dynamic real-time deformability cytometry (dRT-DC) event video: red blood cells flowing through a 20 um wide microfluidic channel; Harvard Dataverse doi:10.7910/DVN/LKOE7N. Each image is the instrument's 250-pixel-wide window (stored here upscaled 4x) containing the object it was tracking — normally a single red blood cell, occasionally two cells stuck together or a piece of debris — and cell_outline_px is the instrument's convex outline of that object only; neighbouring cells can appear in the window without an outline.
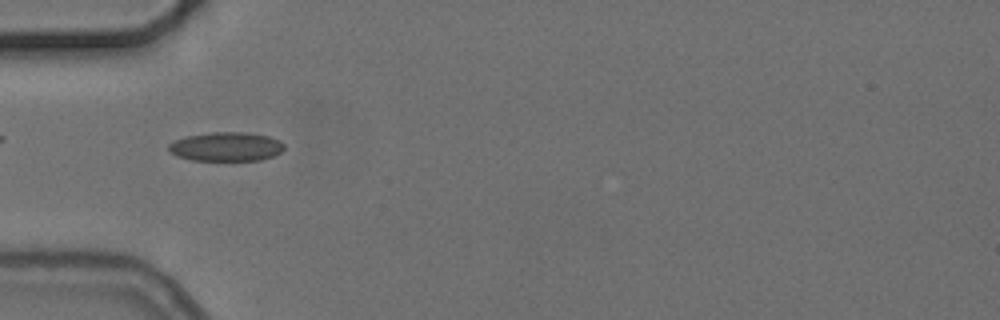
{"species": "common noctule bat (a hibernating species)", "species_latin": "Nyctalus noctula", "temperature_condition": "cold", "stored_images_in_passage": 7, "camera_frame_rate_fps": 3000, "um_per_image_px": 0.085, "animal": {"sex": "female", "body_mass_g": 24.6, "forearm_length_mm": 56.2}, "frame": {"image": 1, "passage_image": 4, "time_ms": 4.333, "image_size_px": [1000, 320], "cell_outline_px": [[284, 148], [280, 152], [272, 156], [260, 160], [192, 160], [176, 156], [168, 148], [168, 144], [176, 140], [188, 136], [212, 132], [244, 132], [268, 136], [280, 140], [284, 144]], "centroid_in_image_um": [19.24, 12.46], "position_along_channel_um": 65.8, "area_um2": 19.36}}
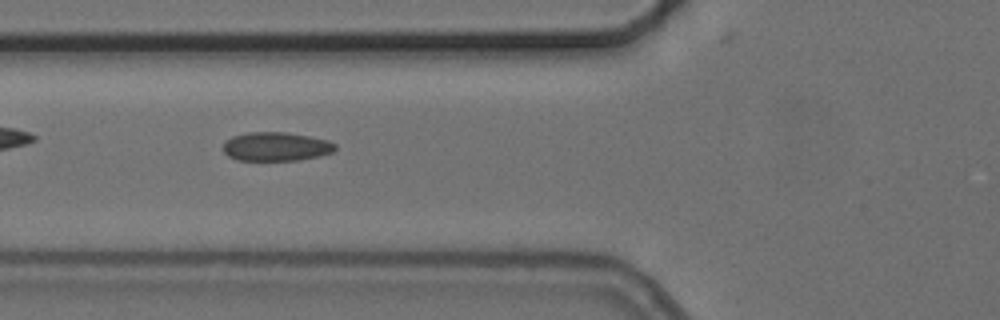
{"frame": {"image": 2, "passage_image": 5, "time_ms": 5.333, "image_size_px": [1000, 320], "cell_outline_px": [[336, 148], [332, 152], [320, 156], [296, 160], [236, 160], [228, 156], [224, 152], [224, 140], [232, 136], [248, 132], [284, 132], [308, 136], [328, 140], [336, 144]], "centroid_in_image_um": [23.44, 12.45], "position_along_channel_um": 102.4, "area_um2": 18.84}}
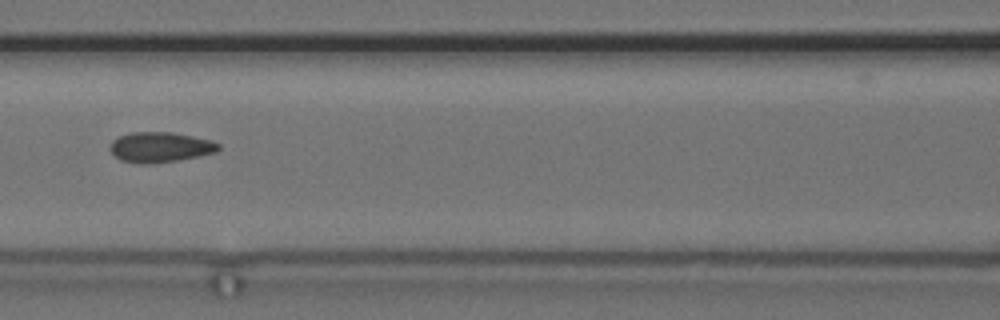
{"frame": {"image": 3, "passage_image": 6, "time_ms": 6.667, "image_size_px": [1000, 320], "cell_outline_px": [[220, 148], [216, 152], [176, 160], [148, 164], [120, 160], [108, 148], [112, 140], [120, 136], [132, 132], [172, 132], [212, 140], [220, 144]], "centroid_in_image_um": [13.61, 12.49], "position_along_channel_um": 153.0, "area_um2": 18.9}}